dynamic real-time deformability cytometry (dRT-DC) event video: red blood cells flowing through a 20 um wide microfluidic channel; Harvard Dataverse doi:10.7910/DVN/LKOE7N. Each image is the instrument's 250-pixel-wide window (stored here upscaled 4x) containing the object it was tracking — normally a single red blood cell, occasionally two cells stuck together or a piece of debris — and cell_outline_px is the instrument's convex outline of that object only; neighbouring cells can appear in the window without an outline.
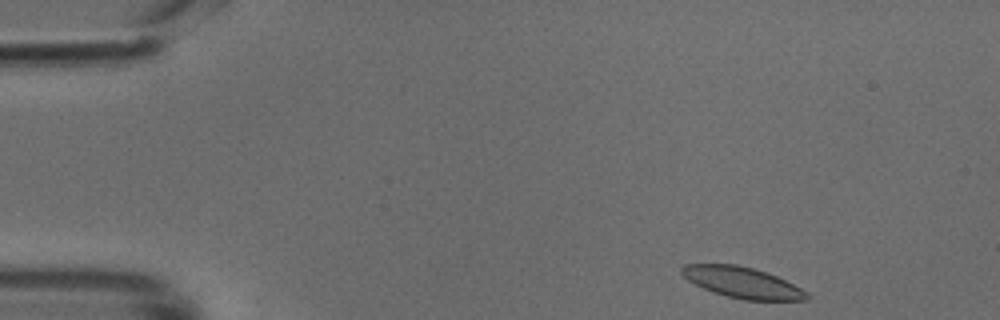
{"species": "common noctule bat (a hibernating species)", "species_latin": "Nyctalus noctula", "temperature_condition": "cold", "stored_images_in_passage": 44, "camera_frame_rate_fps": 3000, "um_per_image_px": 0.085, "animal": {"sex": "male", "body_mass_g": 18.8}, "frame": {"image": 1, "passage_image": 1, "time_ms": 0.0, "image_size_px": [1000, 320], "cell_outline_px": [[812, 296], [808, 300], [744, 300], [712, 292], [688, 280], [680, 272], [680, 268], [684, 264], [736, 264], [752, 268], [776, 276], [808, 292]], "centroid_in_image_um": [63.1, 24.02], "position_along_channel_um": 21.9, "area_um2": 22.37}}
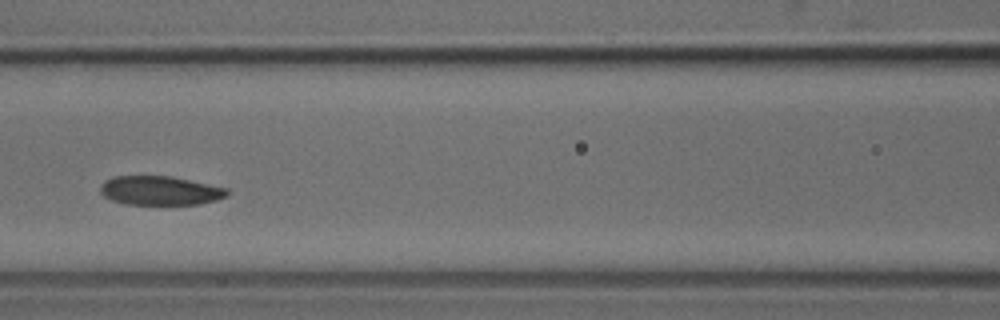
{"frame": {"image": 2, "passage_image": 17, "time_ms": 5.333, "image_size_px": [1000, 320], "cell_outline_px": [[228, 196], [216, 200], [200, 204], [124, 204], [112, 200], [104, 196], [100, 192], [100, 184], [104, 180], [112, 176], [172, 176], [228, 188]], "centroid_in_image_um": [13.59, 16.19], "position_along_channel_um": 153.0, "area_um2": 21.62}}
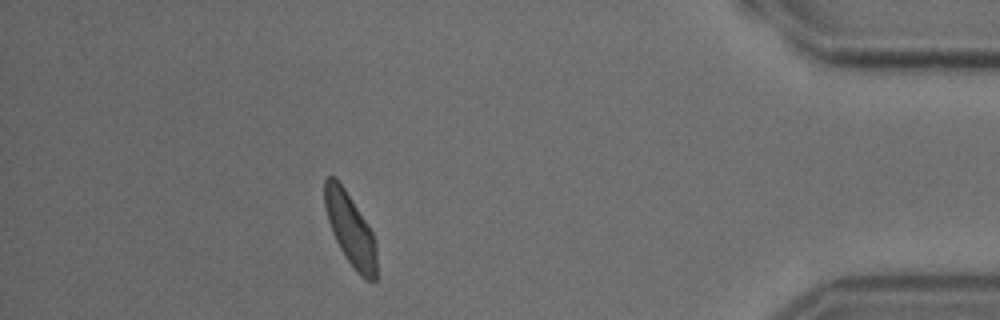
{"frame": {"image": 3, "passage_image": 39, "time_ms": 12.667, "image_size_px": [1000, 320], "cell_outline_px": [[376, 280], [364, 280], [356, 272], [344, 256], [332, 232], [328, 220], [324, 204], [324, 180], [328, 176], [336, 176], [344, 188], [372, 232], [376, 244]], "centroid_in_image_um": [29.76, 19.51], "position_along_channel_um": 405.4, "area_um2": 21.73}}